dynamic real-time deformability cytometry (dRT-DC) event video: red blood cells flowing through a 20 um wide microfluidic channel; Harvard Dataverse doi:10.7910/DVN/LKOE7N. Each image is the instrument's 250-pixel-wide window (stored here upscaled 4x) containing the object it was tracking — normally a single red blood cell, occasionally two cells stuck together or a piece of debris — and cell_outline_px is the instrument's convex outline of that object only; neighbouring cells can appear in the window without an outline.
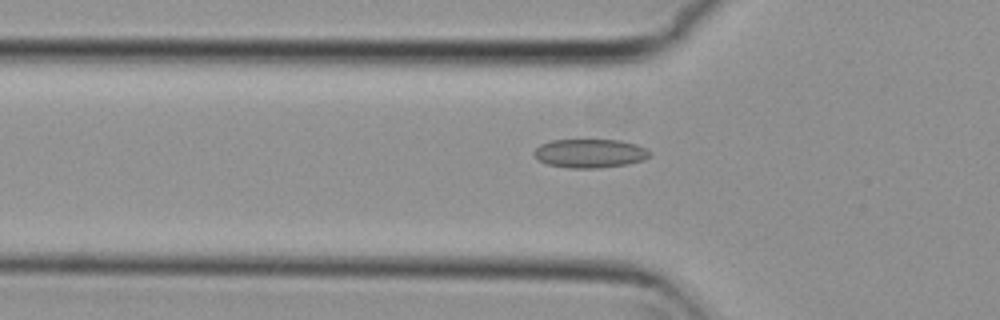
{"species": "common noctule bat (a hibernating species)", "species_latin": "Nyctalus noctula", "temperature_condition": "cold", "stored_images_in_passage": 39, "camera_frame_rate_fps": 3000, "um_per_image_px": 0.085, "animal": {"sex": "female", "body_mass_g": 29.2, "forearm_length_mm": 56.3}, "frame": {"image": 1, "passage_image": 7, "time_ms": 2.0, "image_size_px": [1000, 320], "cell_outline_px": [[652, 152], [644, 160], [628, 164], [600, 168], [568, 168], [548, 164], [540, 160], [532, 152], [540, 144], [552, 140], [620, 140], [636, 144]], "centroid_in_image_um": [50.15, 13.04], "position_along_channel_um": 75.6, "area_um2": 19.36}}
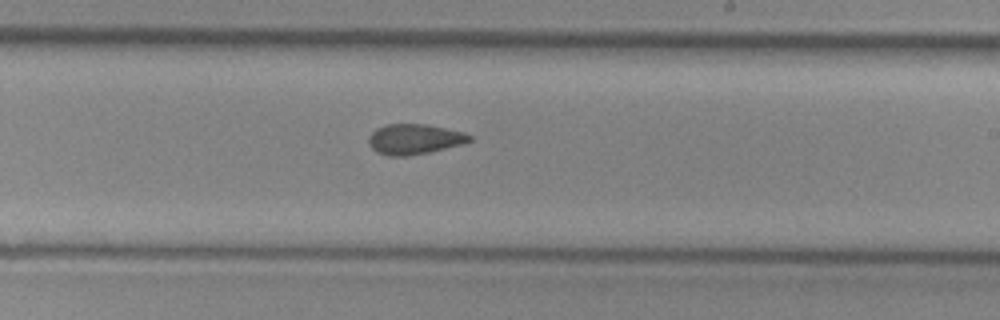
{"frame": {"image": 2, "passage_image": 21, "time_ms": 6.667, "image_size_px": [1000, 320], "cell_outline_px": [[472, 140], [464, 144], [428, 152], [404, 156], [388, 156], [376, 152], [368, 144], [368, 136], [376, 128], [384, 124], [424, 124], [464, 132], [472, 136]], "centroid_in_image_um": [35.2, 11.83], "position_along_channel_um": 253.8, "area_um2": 17.86}}
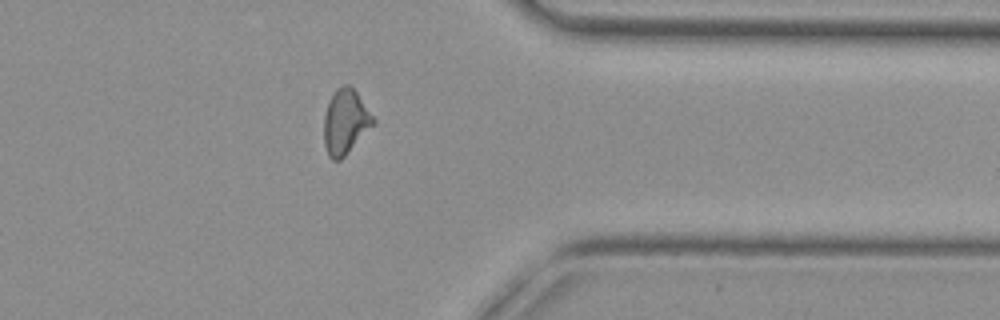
{"frame": {"image": 3, "passage_image": 32, "time_ms": 10.333, "image_size_px": [1000, 320], "cell_outline_px": [[376, 120], [344, 156], [340, 160], [332, 160], [328, 156], [324, 144], [324, 116], [328, 104], [336, 88], [344, 84], [348, 84], [356, 92]], "centroid_in_image_um": [29.33, 10.35], "position_along_channel_um": 382.1, "area_um2": 18.09}}